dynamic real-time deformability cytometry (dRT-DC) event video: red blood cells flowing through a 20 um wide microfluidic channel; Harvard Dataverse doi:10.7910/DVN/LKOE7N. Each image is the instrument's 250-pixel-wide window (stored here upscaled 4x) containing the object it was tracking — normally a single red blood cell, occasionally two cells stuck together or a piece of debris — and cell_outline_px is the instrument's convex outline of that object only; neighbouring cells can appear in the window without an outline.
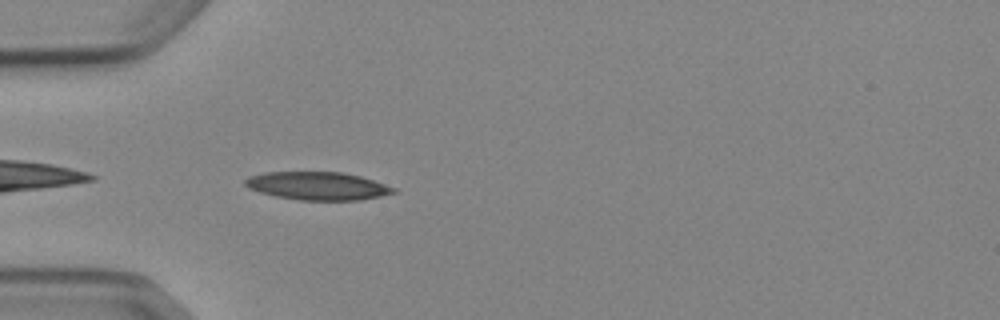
{"species": "Egyptian fruit bat (a non-hibernating species)", "species_latin": "Rousettus aegyptiacus", "temperature_condition": "cold", "stored_images_in_passage": 3, "camera_frame_rate_fps": 3000, "um_per_image_px": 0.085, "animal": {"sex": "female"}, "frame": {"image": 1, "passage_image": 3, "time_ms": 2.667, "image_size_px": [1000, 320], "cell_outline_px": [[396, 192], [380, 196], [360, 200], [300, 200], [276, 196], [260, 192], [248, 188], [244, 184], [244, 180], [248, 176], [264, 172], [344, 172], [360, 176], [396, 188]], "centroid_in_image_um": [26.97, 15.8], "position_along_channel_um": 58.0, "area_um2": 24.22}}